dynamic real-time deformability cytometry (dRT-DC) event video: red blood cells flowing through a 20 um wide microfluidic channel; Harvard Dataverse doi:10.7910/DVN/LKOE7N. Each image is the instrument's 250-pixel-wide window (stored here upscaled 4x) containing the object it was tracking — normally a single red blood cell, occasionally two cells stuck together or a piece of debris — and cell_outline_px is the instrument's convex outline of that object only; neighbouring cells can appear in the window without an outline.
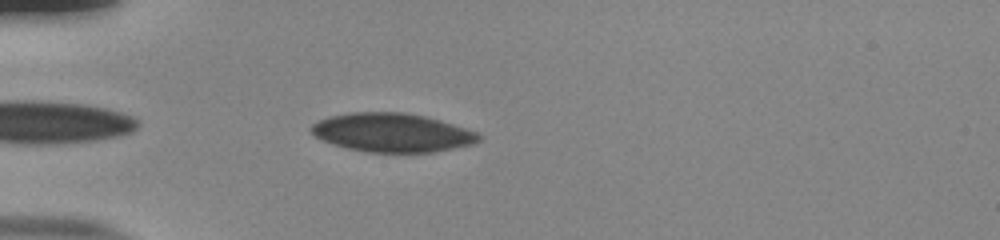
{"species": "human", "species_latin": "Homo sapiens", "temperature_condition": "room temperature", "stored_images_in_passage": 36, "camera_frame_rate_fps": 3000, "um_per_image_px": 0.085, "donor": {"sex": "male"}, "frame": {"image": 1, "passage_image": 3, "time_ms": 0.667, "image_size_px": [1000, 240], "cell_outline_px": [[480, 140], [468, 144], [452, 148], [432, 152], [368, 152], [348, 148], [324, 140], [316, 136], [312, 132], [312, 124], [320, 120], [332, 116], [356, 112], [400, 112], [420, 116], [436, 120], [476, 132], [480, 136]], "centroid_in_image_um": [33.3, 11.28], "position_along_channel_um": 51.7, "area_um2": 36.59}}
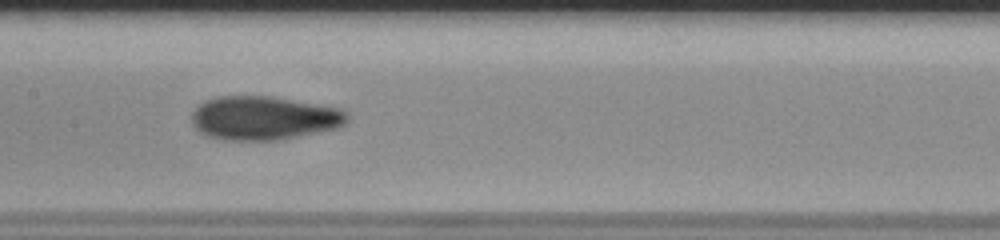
{"frame": {"image": 2, "passage_image": 15, "time_ms": 4.667, "image_size_px": [1000, 240], "cell_outline_px": [[348, 120], [340, 128], [276, 140], [224, 140], [204, 136], [192, 124], [192, 112], [200, 104], [208, 100], [220, 96], [268, 96], [336, 108], [344, 112], [348, 116]], "centroid_in_image_um": [22.38, 10.05], "position_along_channel_um": 185.0, "area_um2": 39.25}}
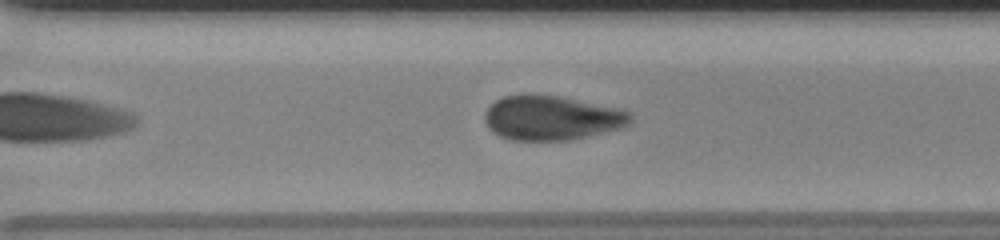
{"frame": {"image": 3, "passage_image": 26, "time_ms": 8.333, "image_size_px": [1000, 240], "cell_outline_px": [[632, 120], [628, 124], [620, 128], [568, 140], [512, 140], [500, 136], [484, 120], [484, 116], [488, 108], [496, 100], [504, 96], [556, 96], [620, 108], [632, 112]], "centroid_in_image_um": [46.94, 10.03], "position_along_channel_um": 323.7, "area_um2": 36.88}, "authors_computed_cell_mechanics": {"area_um2": 37.6856, "velocity_mm_per_s": 3.79, "shape_relaxation_time_tau1_ms": 4.2746, "shape_relaxation_time_tau2_ms": 1.8888, "deformation_change_tau1": 0.0713, "deformation_change_tau2": 0.0638}}